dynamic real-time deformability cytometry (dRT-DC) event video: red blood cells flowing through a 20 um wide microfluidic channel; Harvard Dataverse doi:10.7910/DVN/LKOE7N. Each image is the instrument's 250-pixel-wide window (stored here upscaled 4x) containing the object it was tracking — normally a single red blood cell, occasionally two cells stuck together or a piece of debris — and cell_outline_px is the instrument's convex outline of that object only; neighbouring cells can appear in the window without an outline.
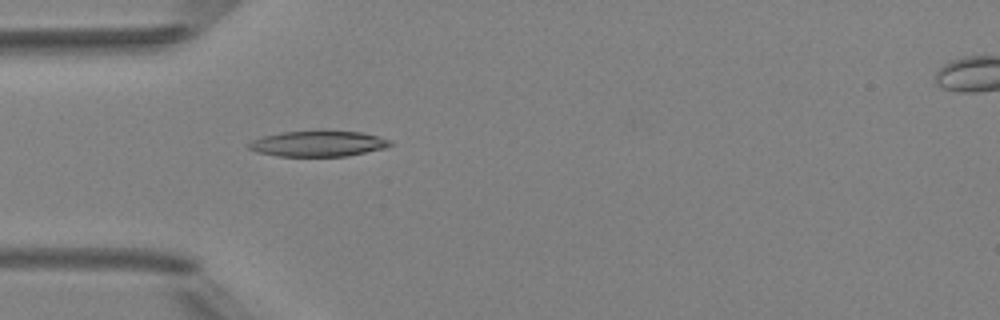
{"species": "Egyptian fruit bat (a non-hibernating species)", "species_latin": "Rousettus aegyptiacus", "temperature_condition": "room temperature", "stored_images_in_passage": 3, "camera_frame_rate_fps": 3000, "um_per_image_px": 0.085, "animal": {"sex": "female"}, "frame": {"image": 1, "passage_image": 2, "time_ms": 1.0, "image_size_px": [1000, 320], "cell_outline_px": [[392, 144], [388, 148], [344, 156], [276, 156], [256, 152], [248, 148], [248, 144], [252, 140], [264, 136], [280, 132], [360, 132], [392, 140]], "centroid_in_image_um": [27.04, 12.23], "position_along_channel_um": 58.0, "area_um2": 20.81}}